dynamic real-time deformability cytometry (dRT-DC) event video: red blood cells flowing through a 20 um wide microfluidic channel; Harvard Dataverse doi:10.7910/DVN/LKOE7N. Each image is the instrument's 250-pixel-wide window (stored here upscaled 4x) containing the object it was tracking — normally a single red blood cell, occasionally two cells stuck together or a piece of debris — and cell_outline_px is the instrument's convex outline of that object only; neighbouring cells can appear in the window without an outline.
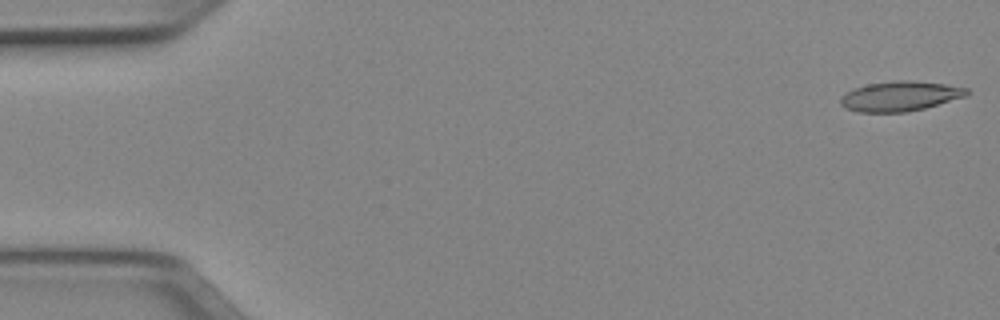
{"species": "Egyptian fruit bat (a non-hibernating species)", "species_latin": "Rousettus aegyptiacus", "temperature_condition": "cold", "stored_images_in_passage": 51, "camera_frame_rate_fps": 3000, "um_per_image_px": 0.085, "animal": {"sex": "female"}, "frame": {"image": 1, "passage_image": 1, "time_ms": 0.0, "image_size_px": [1000, 320], "cell_outline_px": [[968, 92], [964, 96], [924, 108], [908, 112], [856, 112], [844, 108], [840, 104], [840, 96], [856, 88], [868, 84], [896, 80], [908, 80], [944, 84], [968, 88]], "centroid_in_image_um": [76.45, 8.18], "position_along_channel_um": 8.6, "area_um2": 21.73}}
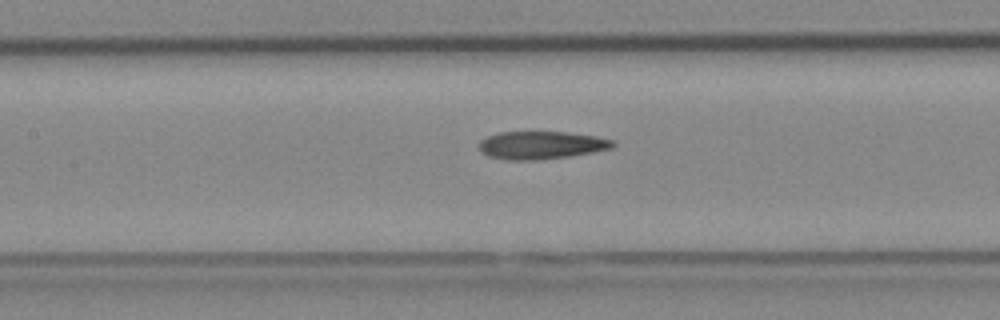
{"frame": {"image": 2, "passage_image": 23, "time_ms": 7.333, "image_size_px": [1000, 320], "cell_outline_px": [[616, 144], [612, 148], [592, 152], [568, 156], [540, 160], [504, 160], [488, 156], [480, 148], [480, 140], [488, 136], [500, 132], [568, 132], [596, 136], [612, 140]], "centroid_in_image_um": [46.01, 12.34], "position_along_channel_um": 161.4, "area_um2": 21.62}}
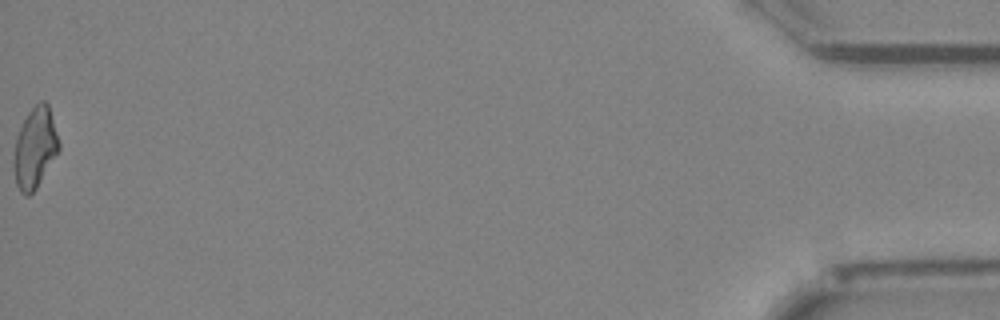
{"frame": {"image": 3, "passage_image": 51, "time_ms": 16.667, "image_size_px": [1000, 320], "cell_outline_px": [[60, 148], [36, 188], [28, 196], [24, 196], [20, 192], [16, 184], [12, 164], [16, 136], [28, 112], [40, 100], [44, 100], [48, 104], [60, 144]], "centroid_in_image_um": [2.95, 12.58], "position_along_channel_um": 432.3, "area_um2": 21.1}, "authors_computed_cell_mechanics": {"area_um2": 21.6172, "velocity_mm_per_s": 3.9673, "shape_relaxation_time_tau1_ms": 10.0857, "shape_relaxation_time_tau2_ms": 6.3634, "deformation_change_tau1": 0.2557, "deformation_change_tau2": 0.1923}}